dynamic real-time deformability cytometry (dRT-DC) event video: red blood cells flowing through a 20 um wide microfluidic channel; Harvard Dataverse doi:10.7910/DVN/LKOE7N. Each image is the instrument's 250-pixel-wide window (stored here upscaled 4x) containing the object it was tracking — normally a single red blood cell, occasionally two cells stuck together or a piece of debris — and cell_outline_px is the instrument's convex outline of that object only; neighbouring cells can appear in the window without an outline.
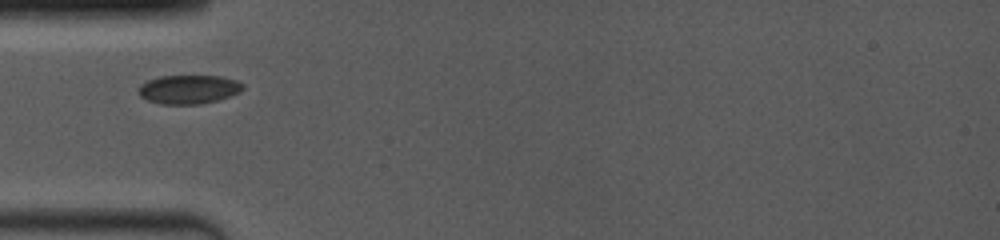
{"species": "common noctule bat (a hibernating species)", "species_latin": "Nyctalus noctula", "temperature_condition": "room temperature", "stored_images_in_passage": 1, "camera_frame_rate_fps": 4000, "um_per_image_px": 0.085, "animal": {"sex": "female", "body_mass_g": 19.0, "forearm_length_mm": 53.3}, "frame": {"image": 1, "passage_image": 1, "time_ms": 0.0, "image_size_px": [1000, 240], "cell_outline_px": [[244, 88], [240, 92], [216, 100], [200, 104], [160, 104], [148, 100], [140, 96], [136, 92], [140, 84], [148, 80], [160, 76], [220, 76], [236, 80], [244, 84]], "centroid_in_image_um": [16.01, 7.59], "position_along_channel_um": 69.0, "area_um2": 17.57}}